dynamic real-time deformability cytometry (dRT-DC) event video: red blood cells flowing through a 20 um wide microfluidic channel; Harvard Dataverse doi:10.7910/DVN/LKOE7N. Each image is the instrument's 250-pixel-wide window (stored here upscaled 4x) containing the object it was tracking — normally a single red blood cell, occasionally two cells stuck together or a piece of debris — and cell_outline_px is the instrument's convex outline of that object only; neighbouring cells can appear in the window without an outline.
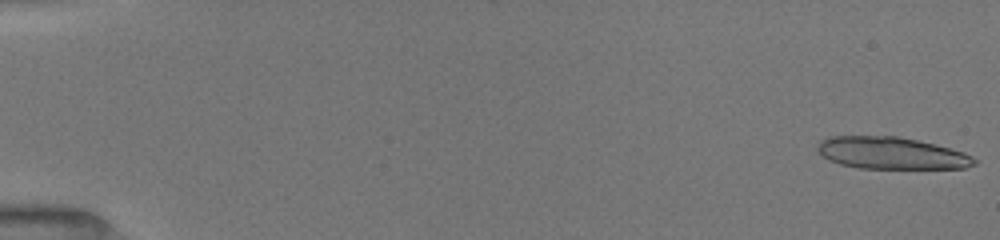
{"species": "common noctule bat (a hibernating species)", "species_latin": "Nyctalus noctula", "temperature_condition": "room temperature", "stored_images_in_passage": 33, "camera_frame_rate_fps": 3000, "um_per_image_px": 0.085, "animal": {"sex": "female", "body_mass_g": 19.5, "forearm_length_mm": 54.1}, "frame": {"image": 1, "passage_image": 1, "time_ms": 0.0, "image_size_px": [1000, 240], "cell_outline_px": [[976, 164], [964, 168], [856, 168], [840, 164], [828, 160], [816, 152], [816, 148], [820, 140], [832, 136], [896, 136], [916, 140], [964, 152], [972, 156], [976, 160]], "centroid_in_image_um": [75.7, 13.02], "position_along_channel_um": 9.3, "area_um2": 29.19}}
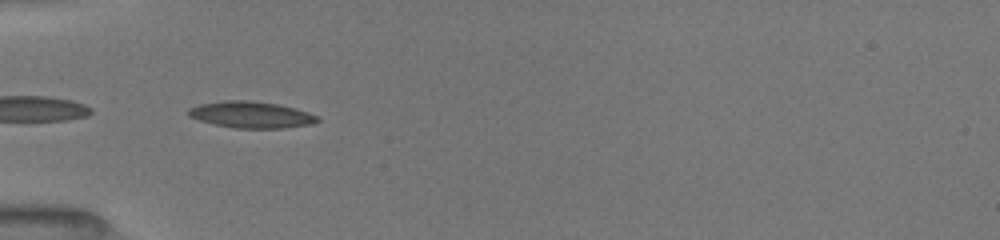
{"frame": {"image": 2, "passage_image": 27, "time_ms": 5.667, "image_size_px": [1000, 240], "cell_outline_px": [[320, 120], [312, 124], [284, 128], [236, 128], [216, 124], [200, 120], [188, 116], [188, 108], [200, 104], [224, 100], [252, 100], [276, 104], [308, 112], [320, 116]], "centroid_in_image_um": [21.36, 9.75], "position_along_channel_um": 63.6, "area_um2": 19.83}}
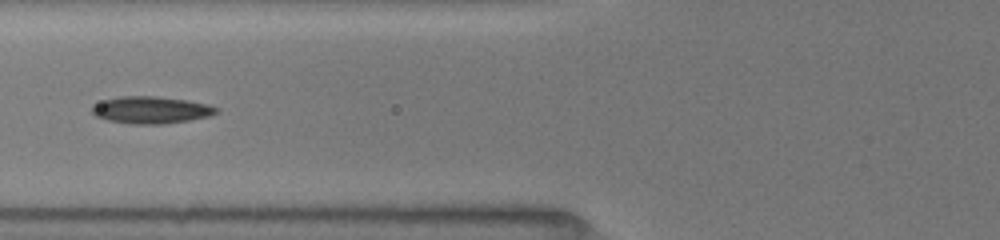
{"frame": {"image": 3, "passage_image": 32, "time_ms": 7.0, "image_size_px": [1000, 240], "cell_outline_px": [[220, 112], [208, 116], [188, 120], [164, 124], [128, 124], [108, 120], [96, 116], [92, 112], [92, 108], [96, 104], [104, 100], [120, 96], [156, 96], [188, 100], [208, 104], [220, 108]], "centroid_in_image_um": [12.88, 9.35], "position_along_channel_um": 112.9, "area_um2": 19.65}}